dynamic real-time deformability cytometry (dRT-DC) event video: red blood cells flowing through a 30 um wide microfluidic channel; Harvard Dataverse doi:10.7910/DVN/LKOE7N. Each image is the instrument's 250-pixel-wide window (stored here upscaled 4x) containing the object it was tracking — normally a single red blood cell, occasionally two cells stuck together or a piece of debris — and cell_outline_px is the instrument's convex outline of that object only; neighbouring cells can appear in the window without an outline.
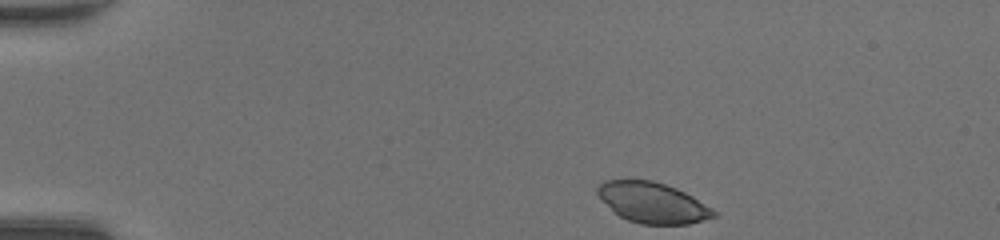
{"species": "common noctule bat (a hibernating species)", "species_latin": "Nyctalus noctula", "temperature_condition": "room temperature", "stored_images_in_passage": 40, "camera_frame_rate_fps": 3000, "um_per_image_px": 0.085, "animal": {"sex": "female", "body_mass_g": 20.0, "forearm_length_mm": 54.0}, "frame": {"image": 1, "passage_image": 1, "time_ms": 0.0, "image_size_px": [1000, 240], "cell_outline_px": [[716, 216], [688, 224], [640, 224], [628, 220], [620, 216], [596, 192], [596, 188], [604, 180], [652, 180], [676, 188], [692, 196], [712, 208], [716, 212]], "centroid_in_image_um": [55.49, 17.22], "position_along_channel_um": 29.5, "area_um2": 26.99}}
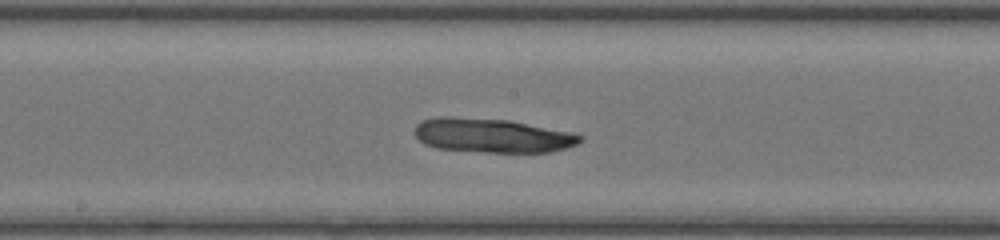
{"frame": {"image": 2, "passage_image": 19, "time_ms": 6.0, "image_size_px": [1000, 240], "cell_outline_px": [[584, 140], [568, 148], [552, 152], [484, 152], [436, 148], [424, 144], [412, 132], [416, 124], [420, 120], [436, 116], [448, 116], [508, 120], [572, 132], [584, 136]], "centroid_in_image_um": [41.81, 11.51], "position_along_channel_um": 206.4, "area_um2": 33.35}}
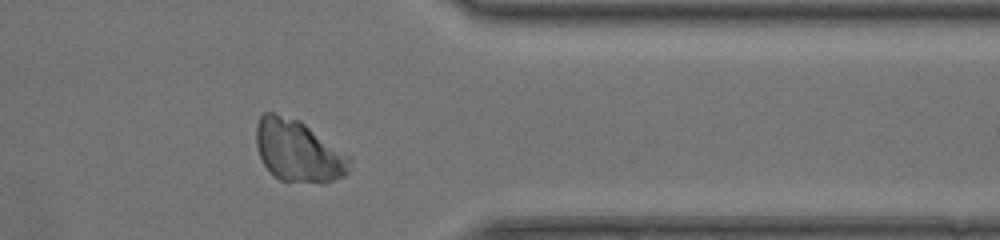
{"frame": {"image": 3, "passage_image": 32, "time_ms": 10.333, "image_size_px": [1000, 240], "cell_outline_px": [[352, 160], [348, 172], [344, 176], [324, 184], [320, 184], [280, 180], [272, 176], [264, 164], [260, 156], [256, 144], [256, 124], [260, 116], [264, 112], [272, 112], [300, 120], [352, 156]], "centroid_in_image_um": [25.38, 12.85], "position_along_channel_um": 386.0, "area_um2": 34.28}}